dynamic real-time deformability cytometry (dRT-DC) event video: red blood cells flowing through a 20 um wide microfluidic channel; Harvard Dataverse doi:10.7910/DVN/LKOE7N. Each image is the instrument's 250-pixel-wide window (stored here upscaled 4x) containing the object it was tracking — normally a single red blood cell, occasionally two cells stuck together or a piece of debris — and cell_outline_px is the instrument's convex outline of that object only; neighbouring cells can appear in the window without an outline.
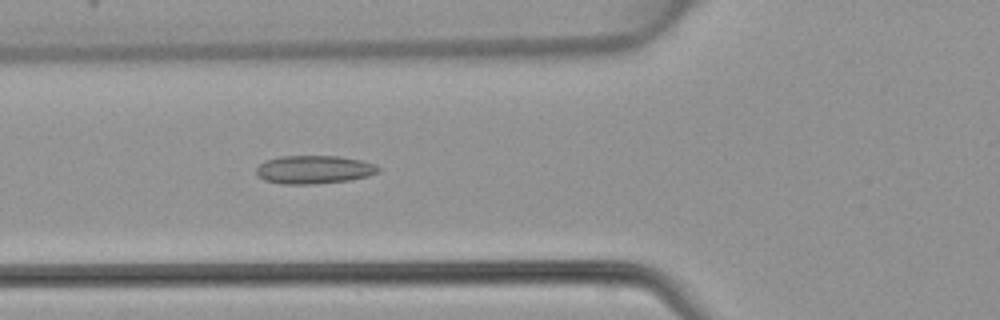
{"species": "common noctule bat (a hibernating species)", "species_latin": "Nyctalus noctula", "temperature_condition": "warm", "stored_images_in_passage": 48, "camera_frame_rate_fps": 3000, "um_per_image_px": 0.085, "animal": {"sex": "female", "body_mass_g": 22.7, "forearm_length_mm": 54.2}, "frame": {"image": 1, "passage_image": 18, "time_ms": 5.667, "image_size_px": [1000, 320], "cell_outline_px": [[380, 172], [368, 176], [348, 180], [312, 184], [280, 184], [264, 180], [256, 176], [256, 168], [264, 160], [280, 156], [340, 156], [360, 160], [376, 164], [380, 168]], "centroid_in_image_um": [26.67, 14.41], "position_along_channel_um": 99.1, "area_um2": 20.29}}
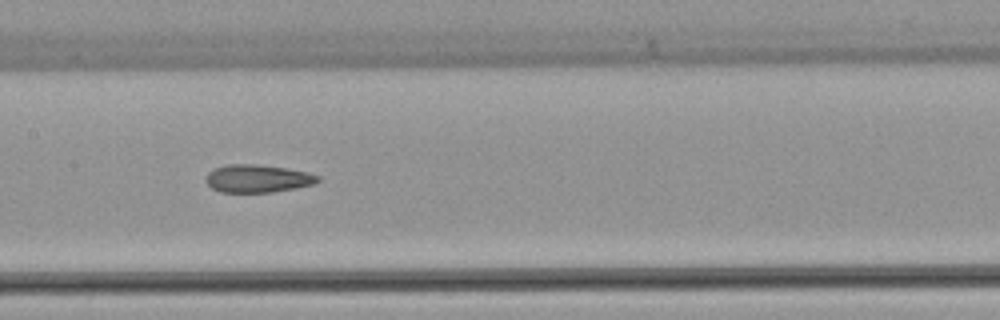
{"frame": {"image": 2, "passage_image": 24, "time_ms": 7.667, "image_size_px": [1000, 320], "cell_outline_px": [[320, 180], [312, 184], [296, 188], [272, 192], [220, 192], [212, 188], [204, 180], [208, 172], [212, 168], [228, 164], [256, 164], [284, 168], [304, 172], [320, 176]], "centroid_in_image_um": [21.83, 15.17], "position_along_channel_um": 185.6, "area_um2": 18.09}}
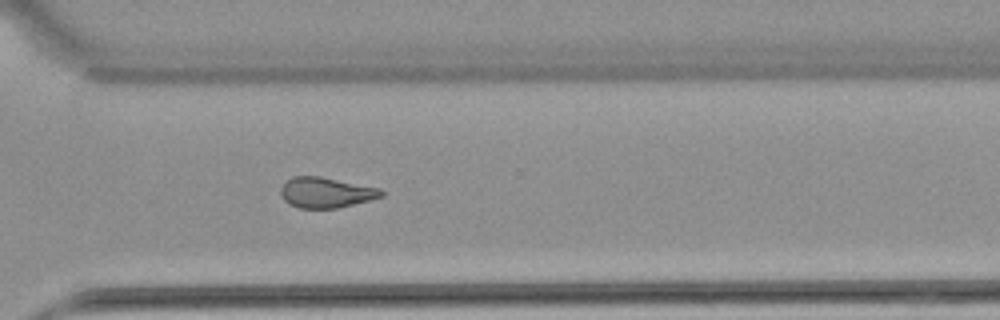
{"frame": {"image": 3, "passage_image": 35, "time_ms": 11.333, "image_size_px": [1000, 320], "cell_outline_px": [[384, 196], [336, 208], [300, 208], [288, 204], [284, 200], [280, 192], [280, 188], [292, 176], [320, 176], [380, 188], [384, 192]], "centroid_in_image_um": [27.69, 16.36], "position_along_channel_um": 342.9, "area_um2": 17.74}}